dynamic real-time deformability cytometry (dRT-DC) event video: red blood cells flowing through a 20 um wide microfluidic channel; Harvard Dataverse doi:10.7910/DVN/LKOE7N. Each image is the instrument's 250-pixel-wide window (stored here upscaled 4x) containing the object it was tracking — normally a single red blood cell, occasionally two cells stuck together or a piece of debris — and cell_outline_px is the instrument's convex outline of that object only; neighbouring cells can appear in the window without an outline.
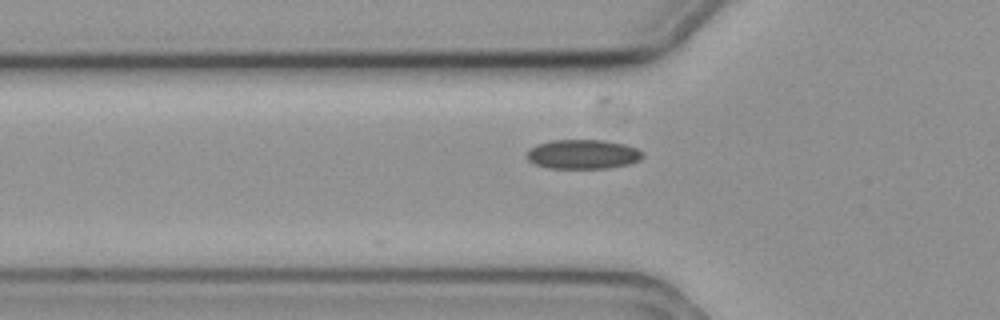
{"species": "common noctule bat (a hibernating species)", "species_latin": "Nyctalus noctula", "temperature_condition": "cold", "stored_images_in_passage": 37, "camera_frame_rate_fps": 3000, "um_per_image_px": 0.085, "animal": {"sex": "female", "body_mass_g": 19.3, "forearm_length_mm": 54.1}, "frame": {"image": 1, "passage_image": 3, "time_ms": 0.667, "image_size_px": [1000, 320], "cell_outline_px": [[644, 156], [640, 160], [628, 164], [608, 168], [548, 168], [536, 164], [528, 160], [524, 156], [528, 148], [536, 144], [552, 140], [604, 140], [624, 144], [636, 148], [644, 152]], "centroid_in_image_um": [49.51, 13.1], "position_along_channel_um": 76.3, "area_um2": 20.06}}
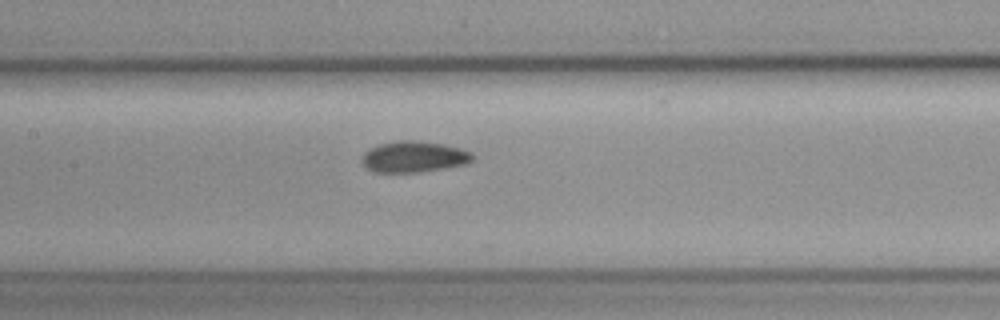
{"frame": {"image": 2, "passage_image": 11, "time_ms": 3.333, "image_size_px": [1000, 320], "cell_outline_px": [[472, 160], [468, 164], [420, 172], [376, 172], [368, 168], [360, 160], [364, 152], [380, 144], [396, 140], [412, 140], [444, 144], [460, 148], [472, 152]], "centroid_in_image_um": [35.19, 13.32], "position_along_channel_um": 172.2, "area_um2": 20.0}}
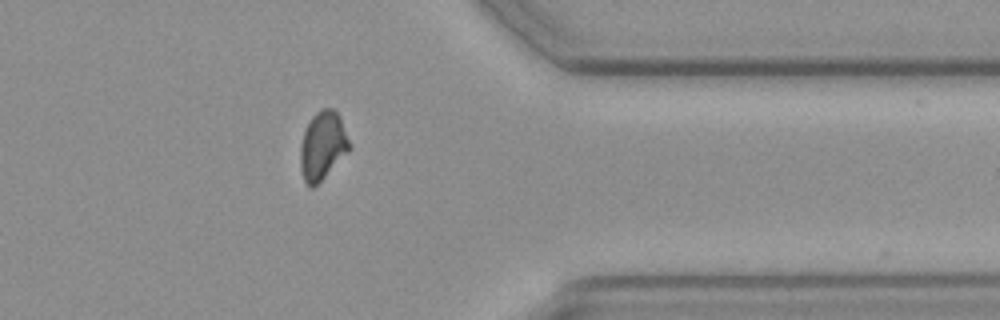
{"frame": {"image": 3, "passage_image": 30, "time_ms": 9.667, "image_size_px": [1000, 320], "cell_outline_px": [[352, 148], [312, 188], [308, 188], [304, 180], [300, 168], [300, 144], [304, 132], [312, 116], [320, 108], [332, 108], [340, 116]], "centroid_in_image_um": [27.42, 12.36], "position_along_channel_um": 384.0, "area_um2": 19.42}}